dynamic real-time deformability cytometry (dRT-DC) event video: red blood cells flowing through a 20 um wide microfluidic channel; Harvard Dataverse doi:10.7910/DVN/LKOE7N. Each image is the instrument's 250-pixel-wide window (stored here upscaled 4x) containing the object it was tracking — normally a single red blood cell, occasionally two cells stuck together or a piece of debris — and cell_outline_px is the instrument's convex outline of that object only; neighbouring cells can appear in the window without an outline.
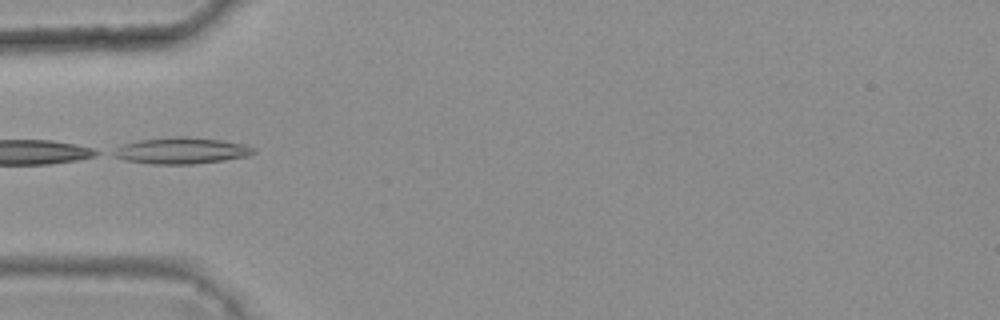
{"species": "common noctule bat (a hibernating species)", "species_latin": "Nyctalus noctula", "temperature_condition": "warm", "stored_images_in_passage": 2, "camera_frame_rate_fps": 3000, "um_per_image_px": 0.085, "animal": {"sex": "female", "body_mass_g": 25.1}, "frame": {"image": 1, "passage_image": 2, "time_ms": 0.333, "image_size_px": [1000, 320], "cell_outline_px": [[256, 152], [248, 156], [224, 160], [192, 164], [152, 164], [124, 160], [112, 156], [108, 152], [124, 144], [136, 140], [176, 136], [184, 136], [220, 140], [244, 144], [256, 148]], "centroid_in_image_um": [15.37, 12.8], "position_along_channel_um": 69.6, "area_um2": 21.73}}